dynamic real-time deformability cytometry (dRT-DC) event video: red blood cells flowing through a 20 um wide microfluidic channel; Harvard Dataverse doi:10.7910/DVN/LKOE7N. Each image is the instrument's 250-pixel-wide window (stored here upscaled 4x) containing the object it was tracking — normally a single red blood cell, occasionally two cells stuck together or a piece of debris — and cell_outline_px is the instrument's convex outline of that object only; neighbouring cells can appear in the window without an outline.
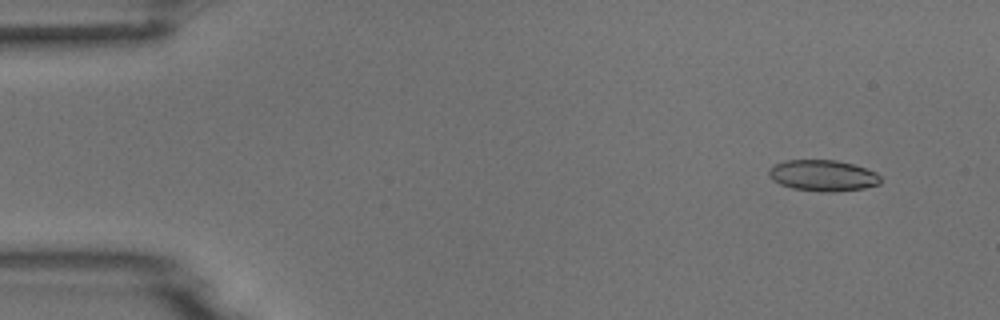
{"species": "common noctule bat (a hibernating species)", "species_latin": "Nyctalus noctula", "temperature_condition": "room temperature", "stored_images_in_passage": 6, "camera_frame_rate_fps": 3000, "um_per_image_px": 0.085, "animal": {"sex": "male", "body_mass_g": 18.8}, "frame": {"image": 1, "passage_image": 2, "time_ms": 1.333, "image_size_px": [1000, 320], "cell_outline_px": [[880, 184], [864, 188], [832, 192], [824, 192], [792, 188], [780, 184], [772, 180], [768, 176], [768, 168], [784, 160], [836, 160], [852, 164], [876, 172], [880, 176]], "centroid_in_image_um": [69.92, 14.92], "position_along_channel_um": 15.1, "area_um2": 20.29}}
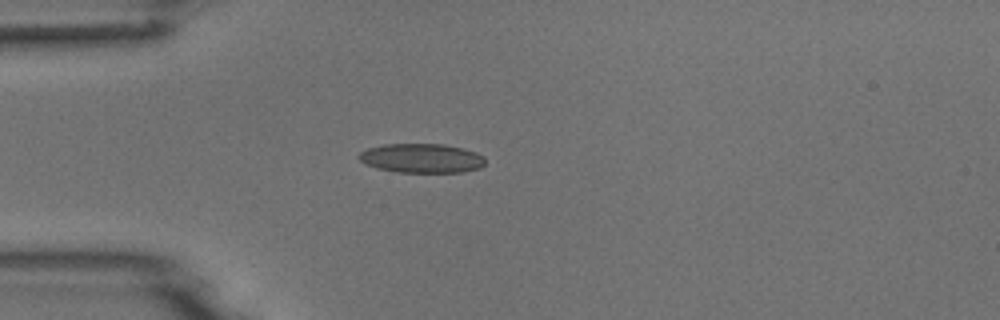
{"frame": {"image": 2, "passage_image": 5, "time_ms": 4.667, "image_size_px": [1000, 320], "cell_outline_px": [[484, 164], [480, 168], [460, 172], [396, 172], [376, 168], [364, 164], [356, 156], [360, 152], [368, 148], [384, 144], [444, 144], [464, 148], [476, 152], [484, 156]], "centroid_in_image_um": [35.81, 13.44], "position_along_channel_um": 49.2, "area_um2": 21.68}}